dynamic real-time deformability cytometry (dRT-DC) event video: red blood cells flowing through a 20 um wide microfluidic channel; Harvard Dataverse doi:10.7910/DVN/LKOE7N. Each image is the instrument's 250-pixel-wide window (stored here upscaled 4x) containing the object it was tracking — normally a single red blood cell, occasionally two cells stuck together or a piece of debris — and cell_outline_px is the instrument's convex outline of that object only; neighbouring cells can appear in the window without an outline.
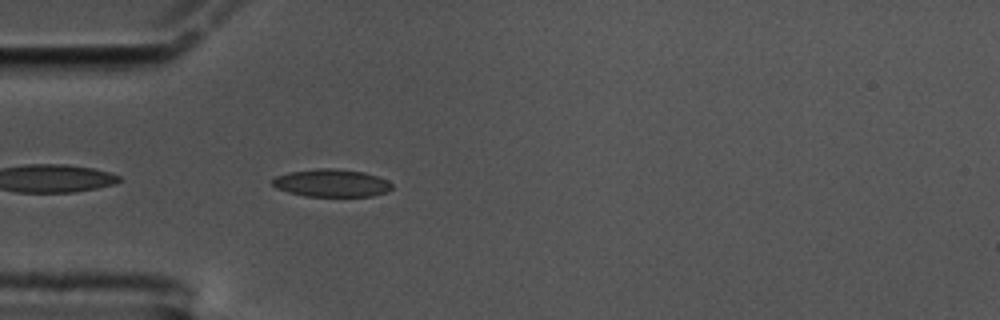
{"species": "common noctule bat (a hibernating species)", "species_latin": "Nyctalus noctula", "temperature_condition": "cold", "stored_images_in_passage": 43, "camera_frame_rate_fps": 3000, "um_per_image_px": 0.085, "animal": {"sex": "male", "body_mass_g": 17.5, "forearm_length_mm": 52.3}, "frame": {"image": 1, "passage_image": 2, "time_ms": 0.333, "image_size_px": [1000, 320], "cell_outline_px": [[392, 188], [388, 192], [372, 196], [304, 196], [288, 192], [276, 188], [272, 184], [272, 180], [276, 176], [288, 172], [320, 168], [332, 168], [364, 172], [388, 180], [392, 184]], "centroid_in_image_um": [28.18, 15.56], "position_along_channel_um": 56.8, "area_um2": 19.31}}
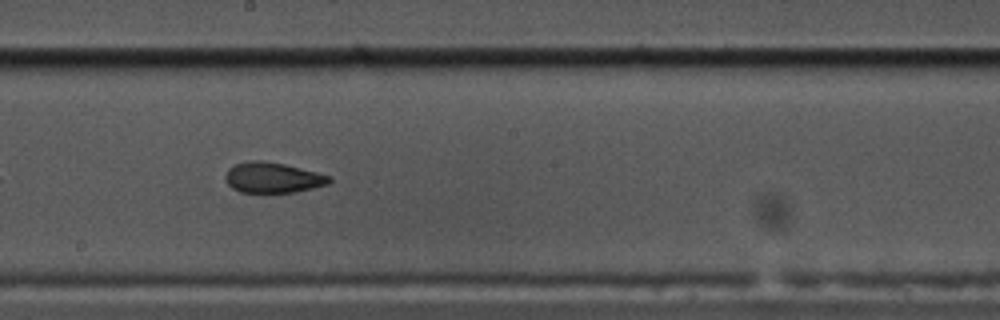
{"frame": {"image": 2, "passage_image": 17, "time_ms": 5.333, "image_size_px": [1000, 320], "cell_outline_px": [[332, 180], [328, 184], [296, 192], [240, 192], [232, 188], [224, 180], [224, 176], [228, 168], [232, 164], [248, 160], [264, 160], [284, 164], [332, 176]], "centroid_in_image_um": [23.14, 15.08], "position_along_channel_um": 225.1, "area_um2": 18.67}}
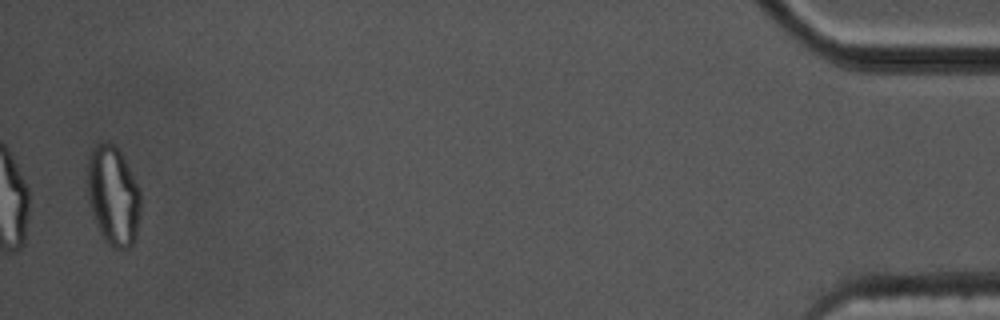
{"frame": {"image": 3, "passage_image": 42, "time_ms": 13.667, "image_size_px": [1000, 320], "cell_outline_px": [[140, 212], [136, 236], [132, 244], [128, 248], [112, 248], [104, 240], [100, 232], [92, 212], [88, 200], [88, 156], [92, 148], [96, 144], [104, 140], [116, 144], [120, 148], [140, 192]], "centroid_in_image_um": [9.62, 16.59], "position_along_channel_um": 425.6, "area_um2": 30.98}, "authors_computed_cell_mechanics": {"area_um2": 18.9006, "velocity_mm_per_s": 3.453, "shape_relaxation_time_tau1_ms": null, "shape_relaxation_time_tau2_ms": 2.1358, "deformation_change_tau1": null, "deformation_change_tau2": 0.0803}}